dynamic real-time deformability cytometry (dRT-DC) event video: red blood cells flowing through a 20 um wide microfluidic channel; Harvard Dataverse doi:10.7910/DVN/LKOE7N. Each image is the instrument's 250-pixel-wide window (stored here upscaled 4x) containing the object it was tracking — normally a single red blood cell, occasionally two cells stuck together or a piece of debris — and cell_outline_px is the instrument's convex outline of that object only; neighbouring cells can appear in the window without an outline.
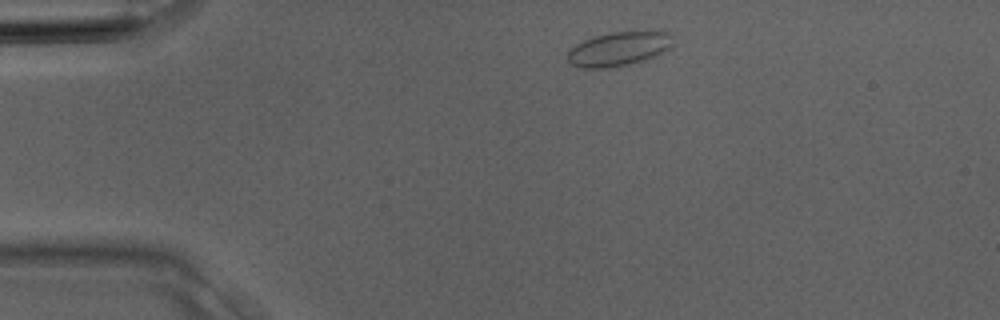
{"species": "Egyptian fruit bat (a non-hibernating species)", "species_latin": "Rousettus aegyptiacus", "temperature_condition": "room temperature", "stored_images_in_passage": 1, "camera_frame_rate_fps": 3000, "um_per_image_px": 0.085, "animal": {"sex": "male"}, "frame": {"image": 1, "passage_image": 1, "time_ms": 0.0, "image_size_px": [1000, 320], "cell_outline_px": [[672, 44], [668, 48], [644, 60], [628, 64], [604, 68], [580, 68], [572, 64], [568, 60], [568, 52], [576, 44], [584, 40], [596, 36], [612, 32], [668, 32]], "centroid_in_image_um": [52.52, 4.17], "position_along_channel_um": 32.5, "area_um2": 20.23}}